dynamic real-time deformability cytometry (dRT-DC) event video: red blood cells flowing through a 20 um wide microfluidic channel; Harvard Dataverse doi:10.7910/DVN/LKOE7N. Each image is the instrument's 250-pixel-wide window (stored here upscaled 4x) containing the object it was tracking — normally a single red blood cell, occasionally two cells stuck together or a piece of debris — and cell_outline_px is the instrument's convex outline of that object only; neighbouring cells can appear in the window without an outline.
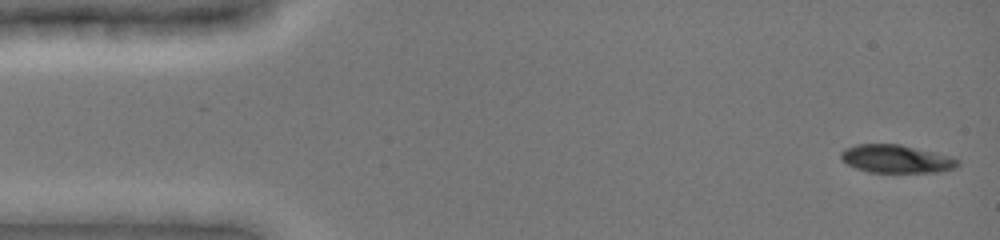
{"species": "common noctule bat (a hibernating species)", "species_latin": "Nyctalus noctula", "temperature_condition": "cold", "stored_images_in_passage": 34, "camera_frame_rate_fps": 3000, "um_per_image_px": 0.085, "animal": {"sex": "female", "body_mass_g": 19.0, "forearm_length_mm": 51.5}, "frame": {"image": 1, "passage_image": 1, "time_ms": 0.0, "image_size_px": [1000, 240], "cell_outline_px": [[960, 164], [956, 168], [936, 172], [868, 172], [856, 168], [848, 164], [840, 156], [840, 152], [844, 148], [856, 144], [900, 144], [948, 156], [960, 160]], "centroid_in_image_um": [76.16, 13.5], "position_along_channel_um": 8.8, "area_um2": 18.96}}
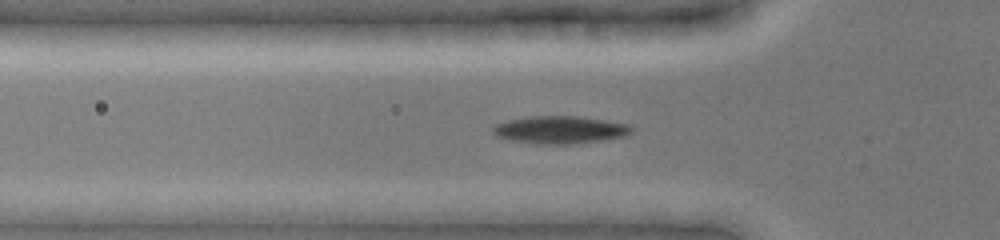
{"frame": {"image": 2, "passage_image": 16, "time_ms": 4.667, "image_size_px": [1000, 240], "cell_outline_px": [[636, 128], [632, 132], [624, 136], [600, 140], [568, 144], [544, 144], [512, 140], [496, 136], [492, 132], [492, 128], [496, 124], [508, 120], [528, 116], [580, 116], [632, 124]], "centroid_in_image_um": [47.65, 11.01], "position_along_channel_um": 78.2, "area_um2": 22.31}}
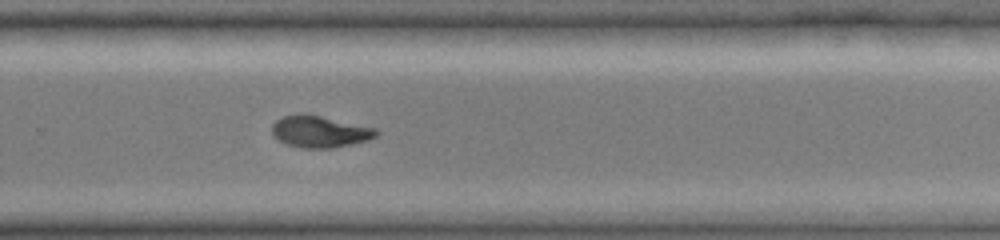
{"frame": {"image": 3, "passage_image": 34, "time_ms": 10.333, "image_size_px": [1000, 240], "cell_outline_px": [[380, 132], [376, 136], [368, 140], [332, 148], [300, 148], [288, 144], [280, 140], [272, 132], [272, 124], [276, 120], [284, 116], [300, 112], [304, 112], [376, 128]], "centroid_in_image_um": [27.19, 11.16], "position_along_channel_um": 302.6, "area_um2": 19.31}}